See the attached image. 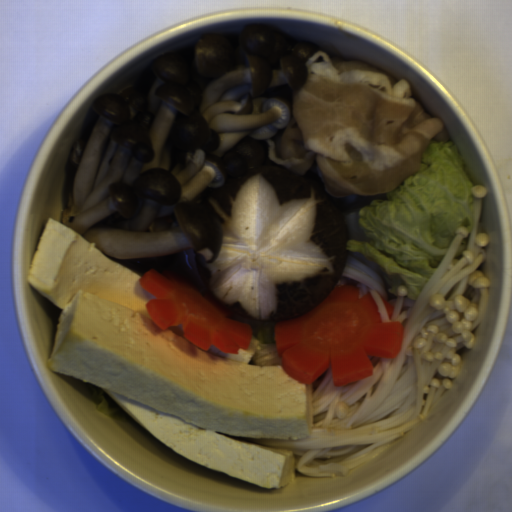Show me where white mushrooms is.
Masks as SVG:
<instances>
[{
	"mask_svg": "<svg viewBox=\"0 0 512 512\" xmlns=\"http://www.w3.org/2000/svg\"><path fill=\"white\" fill-rule=\"evenodd\" d=\"M317 44L249 24L233 45L209 33L193 58L160 55L146 94L93 102L96 122L72 149L58 222L114 260L192 250L217 259L222 224L201 194L259 167L289 123ZM286 168V167H282Z\"/></svg>",
	"mask_w": 512,
	"mask_h": 512,
	"instance_id": "white-mushrooms-1",
	"label": "white mushrooms"
}]
</instances>
